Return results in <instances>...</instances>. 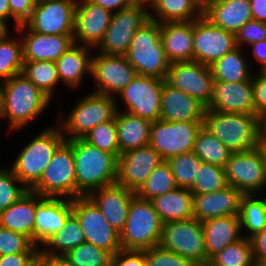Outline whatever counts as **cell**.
<instances>
[{
  "label": "cell",
  "instance_id": "obj_9",
  "mask_svg": "<svg viewBox=\"0 0 266 266\" xmlns=\"http://www.w3.org/2000/svg\"><path fill=\"white\" fill-rule=\"evenodd\" d=\"M147 6V3L139 0L130 7L114 12L103 40L95 48L96 51L101 54L125 56L133 35L149 20Z\"/></svg>",
  "mask_w": 266,
  "mask_h": 266
},
{
  "label": "cell",
  "instance_id": "obj_17",
  "mask_svg": "<svg viewBox=\"0 0 266 266\" xmlns=\"http://www.w3.org/2000/svg\"><path fill=\"white\" fill-rule=\"evenodd\" d=\"M137 75L126 56L97 53L92 56L91 76L96 94L116 97Z\"/></svg>",
  "mask_w": 266,
  "mask_h": 266
},
{
  "label": "cell",
  "instance_id": "obj_12",
  "mask_svg": "<svg viewBox=\"0 0 266 266\" xmlns=\"http://www.w3.org/2000/svg\"><path fill=\"white\" fill-rule=\"evenodd\" d=\"M228 185L244 195H259L266 190V164L259 147L247 151L232 153L224 166Z\"/></svg>",
  "mask_w": 266,
  "mask_h": 266
},
{
  "label": "cell",
  "instance_id": "obj_37",
  "mask_svg": "<svg viewBox=\"0 0 266 266\" xmlns=\"http://www.w3.org/2000/svg\"><path fill=\"white\" fill-rule=\"evenodd\" d=\"M241 231H247L248 235L242 234L246 239H251L260 233L266 226V207L264 200L253 195H244L241 201L240 212Z\"/></svg>",
  "mask_w": 266,
  "mask_h": 266
},
{
  "label": "cell",
  "instance_id": "obj_22",
  "mask_svg": "<svg viewBox=\"0 0 266 266\" xmlns=\"http://www.w3.org/2000/svg\"><path fill=\"white\" fill-rule=\"evenodd\" d=\"M244 194L228 185L205 194L193 195V218L199 222L224 216H239Z\"/></svg>",
  "mask_w": 266,
  "mask_h": 266
},
{
  "label": "cell",
  "instance_id": "obj_38",
  "mask_svg": "<svg viewBox=\"0 0 266 266\" xmlns=\"http://www.w3.org/2000/svg\"><path fill=\"white\" fill-rule=\"evenodd\" d=\"M193 152L205 163L224 167L230 159V151L216 136L202 126L197 134Z\"/></svg>",
  "mask_w": 266,
  "mask_h": 266
},
{
  "label": "cell",
  "instance_id": "obj_5",
  "mask_svg": "<svg viewBox=\"0 0 266 266\" xmlns=\"http://www.w3.org/2000/svg\"><path fill=\"white\" fill-rule=\"evenodd\" d=\"M137 75L165 80L170 67L161 39L160 23L149 19L133 35L125 55Z\"/></svg>",
  "mask_w": 266,
  "mask_h": 266
},
{
  "label": "cell",
  "instance_id": "obj_32",
  "mask_svg": "<svg viewBox=\"0 0 266 266\" xmlns=\"http://www.w3.org/2000/svg\"><path fill=\"white\" fill-rule=\"evenodd\" d=\"M120 154L149 145L152 122L117 108L115 115Z\"/></svg>",
  "mask_w": 266,
  "mask_h": 266
},
{
  "label": "cell",
  "instance_id": "obj_47",
  "mask_svg": "<svg viewBox=\"0 0 266 266\" xmlns=\"http://www.w3.org/2000/svg\"><path fill=\"white\" fill-rule=\"evenodd\" d=\"M28 191L29 189L15 176L8 165L0 167V213Z\"/></svg>",
  "mask_w": 266,
  "mask_h": 266
},
{
  "label": "cell",
  "instance_id": "obj_57",
  "mask_svg": "<svg viewBox=\"0 0 266 266\" xmlns=\"http://www.w3.org/2000/svg\"><path fill=\"white\" fill-rule=\"evenodd\" d=\"M112 13L134 5L139 0H89Z\"/></svg>",
  "mask_w": 266,
  "mask_h": 266
},
{
  "label": "cell",
  "instance_id": "obj_58",
  "mask_svg": "<svg viewBox=\"0 0 266 266\" xmlns=\"http://www.w3.org/2000/svg\"><path fill=\"white\" fill-rule=\"evenodd\" d=\"M248 47H251L254 60L261 66L258 71H266V40L255 42Z\"/></svg>",
  "mask_w": 266,
  "mask_h": 266
},
{
  "label": "cell",
  "instance_id": "obj_31",
  "mask_svg": "<svg viewBox=\"0 0 266 266\" xmlns=\"http://www.w3.org/2000/svg\"><path fill=\"white\" fill-rule=\"evenodd\" d=\"M203 16L215 26L234 34L252 20L249 0H217L203 12Z\"/></svg>",
  "mask_w": 266,
  "mask_h": 266
},
{
  "label": "cell",
  "instance_id": "obj_63",
  "mask_svg": "<svg viewBox=\"0 0 266 266\" xmlns=\"http://www.w3.org/2000/svg\"><path fill=\"white\" fill-rule=\"evenodd\" d=\"M198 8L204 12L210 5L214 4L217 0H193Z\"/></svg>",
  "mask_w": 266,
  "mask_h": 266
},
{
  "label": "cell",
  "instance_id": "obj_33",
  "mask_svg": "<svg viewBox=\"0 0 266 266\" xmlns=\"http://www.w3.org/2000/svg\"><path fill=\"white\" fill-rule=\"evenodd\" d=\"M151 201L163 224L193 218V194L189 189L177 187Z\"/></svg>",
  "mask_w": 266,
  "mask_h": 266
},
{
  "label": "cell",
  "instance_id": "obj_54",
  "mask_svg": "<svg viewBox=\"0 0 266 266\" xmlns=\"http://www.w3.org/2000/svg\"><path fill=\"white\" fill-rule=\"evenodd\" d=\"M37 253H15L0 256V266H33Z\"/></svg>",
  "mask_w": 266,
  "mask_h": 266
},
{
  "label": "cell",
  "instance_id": "obj_62",
  "mask_svg": "<svg viewBox=\"0 0 266 266\" xmlns=\"http://www.w3.org/2000/svg\"><path fill=\"white\" fill-rule=\"evenodd\" d=\"M9 23L8 21H6L5 19L0 18V41L6 39L9 35Z\"/></svg>",
  "mask_w": 266,
  "mask_h": 266
},
{
  "label": "cell",
  "instance_id": "obj_50",
  "mask_svg": "<svg viewBox=\"0 0 266 266\" xmlns=\"http://www.w3.org/2000/svg\"><path fill=\"white\" fill-rule=\"evenodd\" d=\"M237 47H243V44L250 46L259 41L266 40V23L256 20L246 22L235 34Z\"/></svg>",
  "mask_w": 266,
  "mask_h": 266
},
{
  "label": "cell",
  "instance_id": "obj_64",
  "mask_svg": "<svg viewBox=\"0 0 266 266\" xmlns=\"http://www.w3.org/2000/svg\"><path fill=\"white\" fill-rule=\"evenodd\" d=\"M193 266H211L209 263H198L194 264Z\"/></svg>",
  "mask_w": 266,
  "mask_h": 266
},
{
  "label": "cell",
  "instance_id": "obj_67",
  "mask_svg": "<svg viewBox=\"0 0 266 266\" xmlns=\"http://www.w3.org/2000/svg\"><path fill=\"white\" fill-rule=\"evenodd\" d=\"M263 200H264V203H265V207H266V196L264 197H261Z\"/></svg>",
  "mask_w": 266,
  "mask_h": 266
},
{
  "label": "cell",
  "instance_id": "obj_6",
  "mask_svg": "<svg viewBox=\"0 0 266 266\" xmlns=\"http://www.w3.org/2000/svg\"><path fill=\"white\" fill-rule=\"evenodd\" d=\"M113 96L89 93L82 97L64 119L63 113L58 114V125L66 140L83 138L98 124L112 120L117 112L118 98ZM62 113V114H61ZM61 118H63L61 120ZM66 135V136H65Z\"/></svg>",
  "mask_w": 266,
  "mask_h": 266
},
{
  "label": "cell",
  "instance_id": "obj_26",
  "mask_svg": "<svg viewBox=\"0 0 266 266\" xmlns=\"http://www.w3.org/2000/svg\"><path fill=\"white\" fill-rule=\"evenodd\" d=\"M206 106L198 99L174 88L165 80L161 93L160 120L165 121H204Z\"/></svg>",
  "mask_w": 266,
  "mask_h": 266
},
{
  "label": "cell",
  "instance_id": "obj_7",
  "mask_svg": "<svg viewBox=\"0 0 266 266\" xmlns=\"http://www.w3.org/2000/svg\"><path fill=\"white\" fill-rule=\"evenodd\" d=\"M163 223L151 200L135 195L128 211L124 229L120 233L121 249L147 250L158 246Z\"/></svg>",
  "mask_w": 266,
  "mask_h": 266
},
{
  "label": "cell",
  "instance_id": "obj_41",
  "mask_svg": "<svg viewBox=\"0 0 266 266\" xmlns=\"http://www.w3.org/2000/svg\"><path fill=\"white\" fill-rule=\"evenodd\" d=\"M208 263L211 266H253L255 260L251 240L243 237L237 242L227 245Z\"/></svg>",
  "mask_w": 266,
  "mask_h": 266
},
{
  "label": "cell",
  "instance_id": "obj_29",
  "mask_svg": "<svg viewBox=\"0 0 266 266\" xmlns=\"http://www.w3.org/2000/svg\"><path fill=\"white\" fill-rule=\"evenodd\" d=\"M206 258L209 261L227 245L243 238L239 216H224L202 222Z\"/></svg>",
  "mask_w": 266,
  "mask_h": 266
},
{
  "label": "cell",
  "instance_id": "obj_65",
  "mask_svg": "<svg viewBox=\"0 0 266 266\" xmlns=\"http://www.w3.org/2000/svg\"><path fill=\"white\" fill-rule=\"evenodd\" d=\"M253 266H266V263H257V262H255Z\"/></svg>",
  "mask_w": 266,
  "mask_h": 266
},
{
  "label": "cell",
  "instance_id": "obj_48",
  "mask_svg": "<svg viewBox=\"0 0 266 266\" xmlns=\"http://www.w3.org/2000/svg\"><path fill=\"white\" fill-rule=\"evenodd\" d=\"M36 246L28 237L0 226V256L15 253H38Z\"/></svg>",
  "mask_w": 266,
  "mask_h": 266
},
{
  "label": "cell",
  "instance_id": "obj_20",
  "mask_svg": "<svg viewBox=\"0 0 266 266\" xmlns=\"http://www.w3.org/2000/svg\"><path fill=\"white\" fill-rule=\"evenodd\" d=\"M113 13L89 0H77L74 20L75 44L94 50L103 40ZM94 48V49H93Z\"/></svg>",
  "mask_w": 266,
  "mask_h": 266
},
{
  "label": "cell",
  "instance_id": "obj_53",
  "mask_svg": "<svg viewBox=\"0 0 266 266\" xmlns=\"http://www.w3.org/2000/svg\"><path fill=\"white\" fill-rule=\"evenodd\" d=\"M111 266H146V250H125L116 252Z\"/></svg>",
  "mask_w": 266,
  "mask_h": 266
},
{
  "label": "cell",
  "instance_id": "obj_43",
  "mask_svg": "<svg viewBox=\"0 0 266 266\" xmlns=\"http://www.w3.org/2000/svg\"><path fill=\"white\" fill-rule=\"evenodd\" d=\"M228 186L224 167L202 162L190 192L195 194L212 193Z\"/></svg>",
  "mask_w": 266,
  "mask_h": 266
},
{
  "label": "cell",
  "instance_id": "obj_4",
  "mask_svg": "<svg viewBox=\"0 0 266 266\" xmlns=\"http://www.w3.org/2000/svg\"><path fill=\"white\" fill-rule=\"evenodd\" d=\"M61 127L49 126L22 149L10 169L29 190L39 181L56 149L65 141Z\"/></svg>",
  "mask_w": 266,
  "mask_h": 266
},
{
  "label": "cell",
  "instance_id": "obj_55",
  "mask_svg": "<svg viewBox=\"0 0 266 266\" xmlns=\"http://www.w3.org/2000/svg\"><path fill=\"white\" fill-rule=\"evenodd\" d=\"M254 260L257 263H266V226L251 239Z\"/></svg>",
  "mask_w": 266,
  "mask_h": 266
},
{
  "label": "cell",
  "instance_id": "obj_23",
  "mask_svg": "<svg viewBox=\"0 0 266 266\" xmlns=\"http://www.w3.org/2000/svg\"><path fill=\"white\" fill-rule=\"evenodd\" d=\"M71 213L72 199L43 197L38 194V206L35 211V245L43 247L42 244L46 240L64 227Z\"/></svg>",
  "mask_w": 266,
  "mask_h": 266
},
{
  "label": "cell",
  "instance_id": "obj_19",
  "mask_svg": "<svg viewBox=\"0 0 266 266\" xmlns=\"http://www.w3.org/2000/svg\"><path fill=\"white\" fill-rule=\"evenodd\" d=\"M162 161L150 144L126 151L118 157L116 183L136 193Z\"/></svg>",
  "mask_w": 266,
  "mask_h": 266
},
{
  "label": "cell",
  "instance_id": "obj_45",
  "mask_svg": "<svg viewBox=\"0 0 266 266\" xmlns=\"http://www.w3.org/2000/svg\"><path fill=\"white\" fill-rule=\"evenodd\" d=\"M65 256L74 266H111L113 254L85 241Z\"/></svg>",
  "mask_w": 266,
  "mask_h": 266
},
{
  "label": "cell",
  "instance_id": "obj_34",
  "mask_svg": "<svg viewBox=\"0 0 266 266\" xmlns=\"http://www.w3.org/2000/svg\"><path fill=\"white\" fill-rule=\"evenodd\" d=\"M149 19L159 22L194 21L203 15L193 0H150Z\"/></svg>",
  "mask_w": 266,
  "mask_h": 266
},
{
  "label": "cell",
  "instance_id": "obj_46",
  "mask_svg": "<svg viewBox=\"0 0 266 266\" xmlns=\"http://www.w3.org/2000/svg\"><path fill=\"white\" fill-rule=\"evenodd\" d=\"M83 139L97 148L114 154H120L115 117L92 128Z\"/></svg>",
  "mask_w": 266,
  "mask_h": 266
},
{
  "label": "cell",
  "instance_id": "obj_59",
  "mask_svg": "<svg viewBox=\"0 0 266 266\" xmlns=\"http://www.w3.org/2000/svg\"><path fill=\"white\" fill-rule=\"evenodd\" d=\"M252 20L266 23V0H249Z\"/></svg>",
  "mask_w": 266,
  "mask_h": 266
},
{
  "label": "cell",
  "instance_id": "obj_3",
  "mask_svg": "<svg viewBox=\"0 0 266 266\" xmlns=\"http://www.w3.org/2000/svg\"><path fill=\"white\" fill-rule=\"evenodd\" d=\"M203 126L230 151L236 153L258 147L263 123L257 115L223 113L206 109Z\"/></svg>",
  "mask_w": 266,
  "mask_h": 266
},
{
  "label": "cell",
  "instance_id": "obj_16",
  "mask_svg": "<svg viewBox=\"0 0 266 266\" xmlns=\"http://www.w3.org/2000/svg\"><path fill=\"white\" fill-rule=\"evenodd\" d=\"M235 48L234 33L215 26L203 15L193 21V61L211 66Z\"/></svg>",
  "mask_w": 266,
  "mask_h": 266
},
{
  "label": "cell",
  "instance_id": "obj_39",
  "mask_svg": "<svg viewBox=\"0 0 266 266\" xmlns=\"http://www.w3.org/2000/svg\"><path fill=\"white\" fill-rule=\"evenodd\" d=\"M22 73L52 100L60 82L55 62L24 61Z\"/></svg>",
  "mask_w": 266,
  "mask_h": 266
},
{
  "label": "cell",
  "instance_id": "obj_18",
  "mask_svg": "<svg viewBox=\"0 0 266 266\" xmlns=\"http://www.w3.org/2000/svg\"><path fill=\"white\" fill-rule=\"evenodd\" d=\"M165 81L205 106L210 103L215 81L210 66L195 61L171 63Z\"/></svg>",
  "mask_w": 266,
  "mask_h": 266
},
{
  "label": "cell",
  "instance_id": "obj_51",
  "mask_svg": "<svg viewBox=\"0 0 266 266\" xmlns=\"http://www.w3.org/2000/svg\"><path fill=\"white\" fill-rule=\"evenodd\" d=\"M253 96L257 116L266 118V71H258L252 76Z\"/></svg>",
  "mask_w": 266,
  "mask_h": 266
},
{
  "label": "cell",
  "instance_id": "obj_24",
  "mask_svg": "<svg viewBox=\"0 0 266 266\" xmlns=\"http://www.w3.org/2000/svg\"><path fill=\"white\" fill-rule=\"evenodd\" d=\"M16 31L21 36L24 61H53L55 62L74 43V35H43L31 31L25 24Z\"/></svg>",
  "mask_w": 266,
  "mask_h": 266
},
{
  "label": "cell",
  "instance_id": "obj_61",
  "mask_svg": "<svg viewBox=\"0 0 266 266\" xmlns=\"http://www.w3.org/2000/svg\"><path fill=\"white\" fill-rule=\"evenodd\" d=\"M259 149L262 151L266 164V129L262 126L259 137Z\"/></svg>",
  "mask_w": 266,
  "mask_h": 266
},
{
  "label": "cell",
  "instance_id": "obj_15",
  "mask_svg": "<svg viewBox=\"0 0 266 266\" xmlns=\"http://www.w3.org/2000/svg\"><path fill=\"white\" fill-rule=\"evenodd\" d=\"M77 0H38L25 25L43 35H74Z\"/></svg>",
  "mask_w": 266,
  "mask_h": 266
},
{
  "label": "cell",
  "instance_id": "obj_14",
  "mask_svg": "<svg viewBox=\"0 0 266 266\" xmlns=\"http://www.w3.org/2000/svg\"><path fill=\"white\" fill-rule=\"evenodd\" d=\"M163 79L136 75L135 78L116 95L125 105L124 112L155 122L160 120L161 93Z\"/></svg>",
  "mask_w": 266,
  "mask_h": 266
},
{
  "label": "cell",
  "instance_id": "obj_66",
  "mask_svg": "<svg viewBox=\"0 0 266 266\" xmlns=\"http://www.w3.org/2000/svg\"><path fill=\"white\" fill-rule=\"evenodd\" d=\"M263 127L266 129V118L262 121Z\"/></svg>",
  "mask_w": 266,
  "mask_h": 266
},
{
  "label": "cell",
  "instance_id": "obj_35",
  "mask_svg": "<svg viewBox=\"0 0 266 266\" xmlns=\"http://www.w3.org/2000/svg\"><path fill=\"white\" fill-rule=\"evenodd\" d=\"M242 51L243 48L237 47L210 66L215 81L237 83L252 79V69Z\"/></svg>",
  "mask_w": 266,
  "mask_h": 266
},
{
  "label": "cell",
  "instance_id": "obj_11",
  "mask_svg": "<svg viewBox=\"0 0 266 266\" xmlns=\"http://www.w3.org/2000/svg\"><path fill=\"white\" fill-rule=\"evenodd\" d=\"M159 246L194 264L208 263L203 226L194 218L164 223Z\"/></svg>",
  "mask_w": 266,
  "mask_h": 266
},
{
  "label": "cell",
  "instance_id": "obj_56",
  "mask_svg": "<svg viewBox=\"0 0 266 266\" xmlns=\"http://www.w3.org/2000/svg\"><path fill=\"white\" fill-rule=\"evenodd\" d=\"M33 266H74L67 257L64 256H51L44 254L40 250L35 256Z\"/></svg>",
  "mask_w": 266,
  "mask_h": 266
},
{
  "label": "cell",
  "instance_id": "obj_68",
  "mask_svg": "<svg viewBox=\"0 0 266 266\" xmlns=\"http://www.w3.org/2000/svg\"><path fill=\"white\" fill-rule=\"evenodd\" d=\"M142 1H144L145 3H148L150 0H142Z\"/></svg>",
  "mask_w": 266,
  "mask_h": 266
},
{
  "label": "cell",
  "instance_id": "obj_13",
  "mask_svg": "<svg viewBox=\"0 0 266 266\" xmlns=\"http://www.w3.org/2000/svg\"><path fill=\"white\" fill-rule=\"evenodd\" d=\"M72 213L80 222L86 242L113 255L121 249L120 233L111 227L89 196L72 199Z\"/></svg>",
  "mask_w": 266,
  "mask_h": 266
},
{
  "label": "cell",
  "instance_id": "obj_30",
  "mask_svg": "<svg viewBox=\"0 0 266 266\" xmlns=\"http://www.w3.org/2000/svg\"><path fill=\"white\" fill-rule=\"evenodd\" d=\"M91 47L73 44L56 61L60 84L65 83L68 88H78L84 83V77L91 75L92 56Z\"/></svg>",
  "mask_w": 266,
  "mask_h": 266
},
{
  "label": "cell",
  "instance_id": "obj_2",
  "mask_svg": "<svg viewBox=\"0 0 266 266\" xmlns=\"http://www.w3.org/2000/svg\"><path fill=\"white\" fill-rule=\"evenodd\" d=\"M73 149L76 198L116 183L118 158L91 145L83 138L66 140Z\"/></svg>",
  "mask_w": 266,
  "mask_h": 266
},
{
  "label": "cell",
  "instance_id": "obj_36",
  "mask_svg": "<svg viewBox=\"0 0 266 266\" xmlns=\"http://www.w3.org/2000/svg\"><path fill=\"white\" fill-rule=\"evenodd\" d=\"M85 241V235L80 222L71 213L66 219L64 227L46 240L42 244L45 248H40V251L51 256H64Z\"/></svg>",
  "mask_w": 266,
  "mask_h": 266
},
{
  "label": "cell",
  "instance_id": "obj_27",
  "mask_svg": "<svg viewBox=\"0 0 266 266\" xmlns=\"http://www.w3.org/2000/svg\"><path fill=\"white\" fill-rule=\"evenodd\" d=\"M160 39L170 63L193 61V21L160 24Z\"/></svg>",
  "mask_w": 266,
  "mask_h": 266
},
{
  "label": "cell",
  "instance_id": "obj_1",
  "mask_svg": "<svg viewBox=\"0 0 266 266\" xmlns=\"http://www.w3.org/2000/svg\"><path fill=\"white\" fill-rule=\"evenodd\" d=\"M51 101L23 73H19L0 83V121L8 120L9 130L23 129L42 115Z\"/></svg>",
  "mask_w": 266,
  "mask_h": 266
},
{
  "label": "cell",
  "instance_id": "obj_10",
  "mask_svg": "<svg viewBox=\"0 0 266 266\" xmlns=\"http://www.w3.org/2000/svg\"><path fill=\"white\" fill-rule=\"evenodd\" d=\"M203 121L156 120L150 128L149 144L163 159L193 152L194 143Z\"/></svg>",
  "mask_w": 266,
  "mask_h": 266
},
{
  "label": "cell",
  "instance_id": "obj_42",
  "mask_svg": "<svg viewBox=\"0 0 266 266\" xmlns=\"http://www.w3.org/2000/svg\"><path fill=\"white\" fill-rule=\"evenodd\" d=\"M177 188L171 167L162 161L149 175L142 187L136 192L139 198L151 200Z\"/></svg>",
  "mask_w": 266,
  "mask_h": 266
},
{
  "label": "cell",
  "instance_id": "obj_60",
  "mask_svg": "<svg viewBox=\"0 0 266 266\" xmlns=\"http://www.w3.org/2000/svg\"><path fill=\"white\" fill-rule=\"evenodd\" d=\"M0 18L6 21L11 19L9 0H0Z\"/></svg>",
  "mask_w": 266,
  "mask_h": 266
},
{
  "label": "cell",
  "instance_id": "obj_8",
  "mask_svg": "<svg viewBox=\"0 0 266 266\" xmlns=\"http://www.w3.org/2000/svg\"><path fill=\"white\" fill-rule=\"evenodd\" d=\"M30 191L43 197L76 198L74 153L66 140L56 149L39 181Z\"/></svg>",
  "mask_w": 266,
  "mask_h": 266
},
{
  "label": "cell",
  "instance_id": "obj_49",
  "mask_svg": "<svg viewBox=\"0 0 266 266\" xmlns=\"http://www.w3.org/2000/svg\"><path fill=\"white\" fill-rule=\"evenodd\" d=\"M194 263L159 245L146 250V266H193Z\"/></svg>",
  "mask_w": 266,
  "mask_h": 266
},
{
  "label": "cell",
  "instance_id": "obj_40",
  "mask_svg": "<svg viewBox=\"0 0 266 266\" xmlns=\"http://www.w3.org/2000/svg\"><path fill=\"white\" fill-rule=\"evenodd\" d=\"M10 36L0 41V83L22 73L23 69L22 40L16 37L12 40Z\"/></svg>",
  "mask_w": 266,
  "mask_h": 266
},
{
  "label": "cell",
  "instance_id": "obj_25",
  "mask_svg": "<svg viewBox=\"0 0 266 266\" xmlns=\"http://www.w3.org/2000/svg\"><path fill=\"white\" fill-rule=\"evenodd\" d=\"M135 195V192L114 183L93 191L89 197L111 227L121 233L128 217L130 202Z\"/></svg>",
  "mask_w": 266,
  "mask_h": 266
},
{
  "label": "cell",
  "instance_id": "obj_21",
  "mask_svg": "<svg viewBox=\"0 0 266 266\" xmlns=\"http://www.w3.org/2000/svg\"><path fill=\"white\" fill-rule=\"evenodd\" d=\"M206 109L223 113L257 115L252 79L237 83L214 81L212 97Z\"/></svg>",
  "mask_w": 266,
  "mask_h": 266
},
{
  "label": "cell",
  "instance_id": "obj_28",
  "mask_svg": "<svg viewBox=\"0 0 266 266\" xmlns=\"http://www.w3.org/2000/svg\"><path fill=\"white\" fill-rule=\"evenodd\" d=\"M38 194L28 191L0 213V226L28 237L35 244V211Z\"/></svg>",
  "mask_w": 266,
  "mask_h": 266
},
{
  "label": "cell",
  "instance_id": "obj_52",
  "mask_svg": "<svg viewBox=\"0 0 266 266\" xmlns=\"http://www.w3.org/2000/svg\"><path fill=\"white\" fill-rule=\"evenodd\" d=\"M38 0H9L11 19L14 20V29L25 24L31 17Z\"/></svg>",
  "mask_w": 266,
  "mask_h": 266
},
{
  "label": "cell",
  "instance_id": "obj_44",
  "mask_svg": "<svg viewBox=\"0 0 266 266\" xmlns=\"http://www.w3.org/2000/svg\"><path fill=\"white\" fill-rule=\"evenodd\" d=\"M167 162L171 167L176 186L190 189L203 161L194 152H189L175 156Z\"/></svg>",
  "mask_w": 266,
  "mask_h": 266
}]
</instances>
